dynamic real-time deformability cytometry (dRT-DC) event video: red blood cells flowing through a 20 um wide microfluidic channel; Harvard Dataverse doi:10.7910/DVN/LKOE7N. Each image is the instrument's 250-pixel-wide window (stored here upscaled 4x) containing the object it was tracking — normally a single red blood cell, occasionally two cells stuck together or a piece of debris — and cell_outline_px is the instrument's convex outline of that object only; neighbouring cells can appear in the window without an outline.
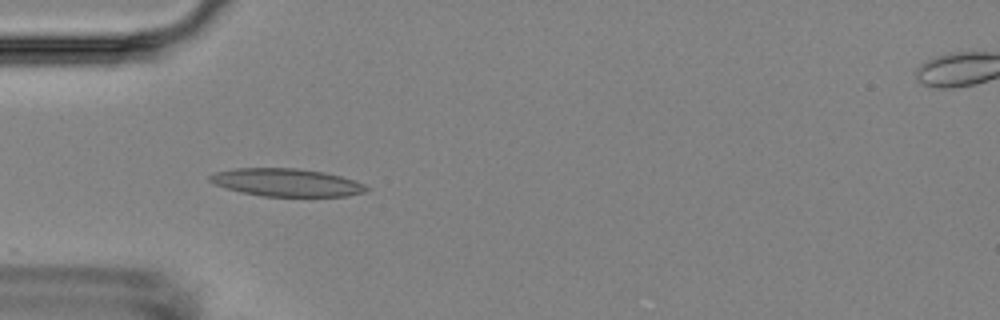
{"species": "Egyptian fruit bat (a non-hibernating species)", "species_latin": "Rousettus aegyptiacus", "temperature_condition": "room temperature", "stored_images_in_passage": 5, "camera_frame_rate_fps": 3000, "um_per_image_px": 0.085, "animal": {"sex": "female"}, "frame": {"image": 1, "passage_image": 4, "time_ms": 3.333, "image_size_px": [1000, 320], "cell_outline_px": [[372, 188], [364, 192], [348, 196], [260, 196], [240, 192], [216, 184], [208, 180], [208, 176], [216, 172], [236, 168], [296, 168], [324, 172], [356, 180]], "centroid_in_image_um": [24.39, 15.51], "position_along_channel_um": 60.6, "area_um2": 25.37}}